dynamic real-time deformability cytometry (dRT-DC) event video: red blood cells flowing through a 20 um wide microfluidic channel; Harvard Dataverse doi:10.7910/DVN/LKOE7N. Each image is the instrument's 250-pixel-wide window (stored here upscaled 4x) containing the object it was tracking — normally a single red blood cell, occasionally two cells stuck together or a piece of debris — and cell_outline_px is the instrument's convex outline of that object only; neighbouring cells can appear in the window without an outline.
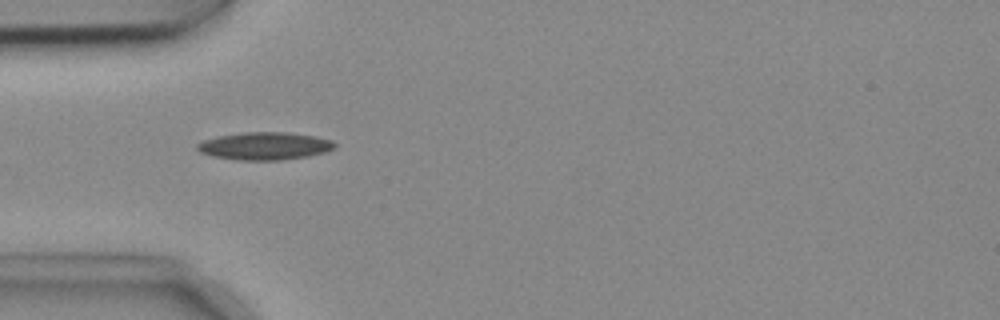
{"species": "common noctule bat (a hibernating species)", "species_latin": "Nyctalus noctula", "temperature_condition": "cold", "stored_images_in_passage": 15, "camera_frame_rate_fps": 3000, "um_per_image_px": 0.085, "animal": {"sex": "female", "body_mass_g": 18.4}, "frame": {"image": 1, "passage_image": 3, "time_ms": 0.667, "image_size_px": [1000, 320], "cell_outline_px": [[336, 148], [324, 152], [308, 156], [280, 160], [236, 160], [212, 156], [200, 152], [196, 148], [196, 144], [204, 140], [220, 136], [244, 132], [288, 132], [316, 136], [332, 140], [336, 144]], "centroid_in_image_um": [22.52, 12.41], "position_along_channel_um": 62.5, "area_um2": 22.2}}
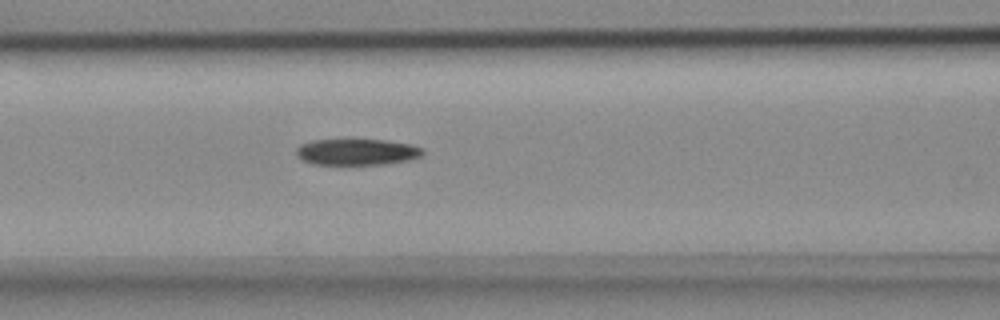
{"frame": {"image": 2, "passage_image": 9, "time_ms": 2.667, "image_size_px": [1000, 320], "cell_outline_px": [[424, 152], [420, 156], [408, 160], [384, 164], [316, 164], [304, 160], [296, 152], [296, 148], [300, 144], [312, 140], [348, 136], [384, 140], [412, 144], [424, 148]], "centroid_in_image_um": [30.33, 12.85], "position_along_channel_um": 136.3, "area_um2": 20.17}}
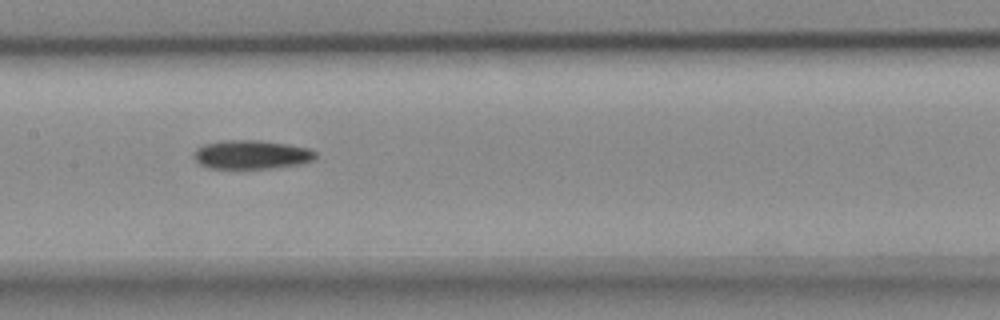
{"frame": {"image": 3, "passage_image": 13, "time_ms": 4.0, "image_size_px": [1000, 320], "cell_outline_px": [[316, 160], [300, 164], [272, 168], [208, 168], [200, 164], [192, 156], [196, 148], [204, 144], [220, 140], [260, 140], [288, 144], [308, 148], [316, 152]], "centroid_in_image_um": [21.37, 13.13], "position_along_channel_um": 186.0, "area_um2": 20.63}}